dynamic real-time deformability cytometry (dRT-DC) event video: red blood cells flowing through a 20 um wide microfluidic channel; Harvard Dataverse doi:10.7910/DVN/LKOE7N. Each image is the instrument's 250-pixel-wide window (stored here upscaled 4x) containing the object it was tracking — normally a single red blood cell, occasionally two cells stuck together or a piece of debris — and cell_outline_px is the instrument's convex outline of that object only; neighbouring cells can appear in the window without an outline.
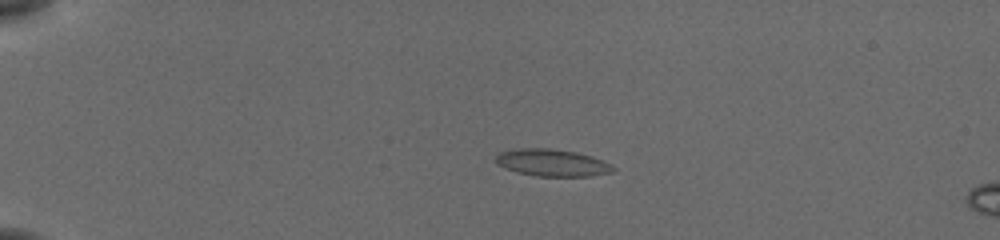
{"species": "common noctule bat (a hibernating species)", "species_latin": "Nyctalus noctula", "temperature_condition": "cold", "stored_images_in_passage": 55, "camera_frame_rate_fps": 3000, "um_per_image_px": 0.085, "animal": {"sex": "female", "body_mass_g": 19.5, "forearm_length_mm": 54.1}, "frame": {"image": 1, "passage_image": 14, "time_ms": 4.333, "image_size_px": [1000, 240], "cell_outline_px": [[616, 168], [612, 172], [588, 176], [536, 176], [520, 172], [496, 164], [496, 156], [500, 152], [520, 148], [548, 148], [576, 152], [600, 160]], "centroid_in_image_um": [46.91, 13.83], "position_along_channel_um": 38.1, "area_um2": 18.03}}
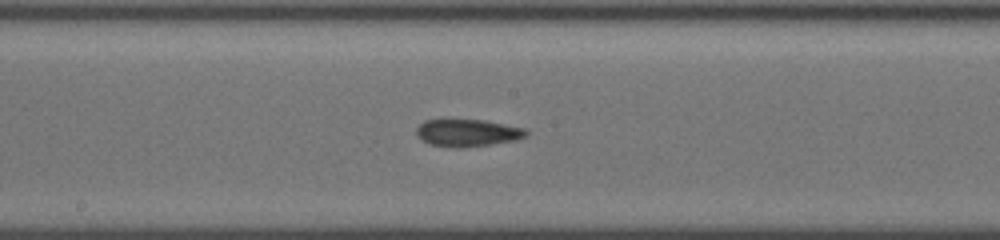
{"frame": {"image": 2, "passage_image": 32, "time_ms": 10.333, "image_size_px": [1000, 240], "cell_outline_px": [[528, 132], [524, 136], [516, 140], [464, 148], [452, 148], [428, 144], [416, 132], [416, 128], [424, 120], [444, 116], [484, 120], [524, 128]], "centroid_in_image_um": [39.65, 11.24], "position_along_channel_um": 208.5, "area_um2": 18.15}}
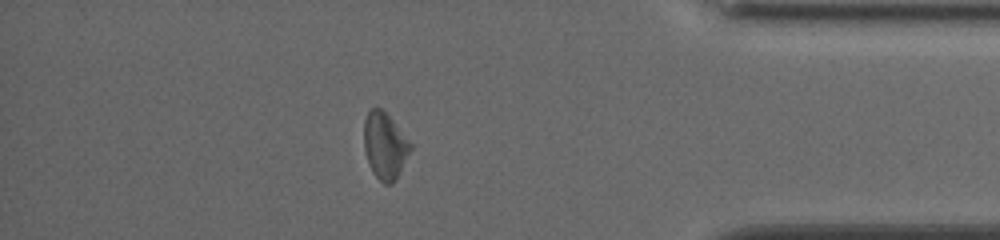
{"frame": {"image": 3, "passage_image": 49, "time_ms": 16.0, "image_size_px": [1000, 240], "cell_outline_px": [[412, 148], [396, 180], [392, 184], [384, 184], [372, 172], [364, 148], [364, 120], [368, 112], [372, 108], [380, 108], [392, 120], [412, 144]], "centroid_in_image_um": [32.72, 12.41], "position_along_channel_um": 402.5, "area_um2": 17.8}, "authors_computed_cell_mechanics": {"area_um2": 17.5712, "velocity_mm_per_s": 3.8718, "shape_relaxation_time_tau1_ms": null, "shape_relaxation_time_tau2_ms": 2.9746, "deformation_change_tau1": null, "deformation_change_tau2": 0.0835}}